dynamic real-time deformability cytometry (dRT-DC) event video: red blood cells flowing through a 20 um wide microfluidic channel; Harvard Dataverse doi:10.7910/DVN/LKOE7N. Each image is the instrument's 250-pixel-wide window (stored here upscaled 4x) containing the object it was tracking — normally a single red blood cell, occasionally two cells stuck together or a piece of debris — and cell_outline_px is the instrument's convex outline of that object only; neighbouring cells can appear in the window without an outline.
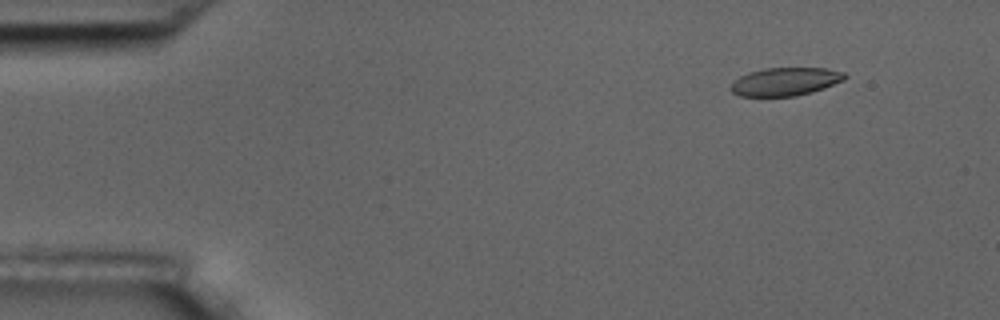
{"species": "common noctule bat (a hibernating species)", "species_latin": "Nyctalus noctula", "temperature_condition": "room temperature", "stored_images_in_passage": 5, "camera_frame_rate_fps": 3000, "um_per_image_px": 0.085, "animal": {"sex": "male", "body_mass_g": 17.5, "forearm_length_mm": 52.3}, "frame": {"image": 1, "passage_image": 2, "time_ms": 1.0, "image_size_px": [1000, 320], "cell_outline_px": [[848, 76], [844, 80], [824, 88], [812, 92], [796, 96], [740, 96], [732, 92], [728, 88], [740, 76], [748, 72], [764, 68], [824, 68], [844, 72]], "centroid_in_image_um": [66.75, 6.93], "position_along_channel_um": 18.2, "area_um2": 18.73}}
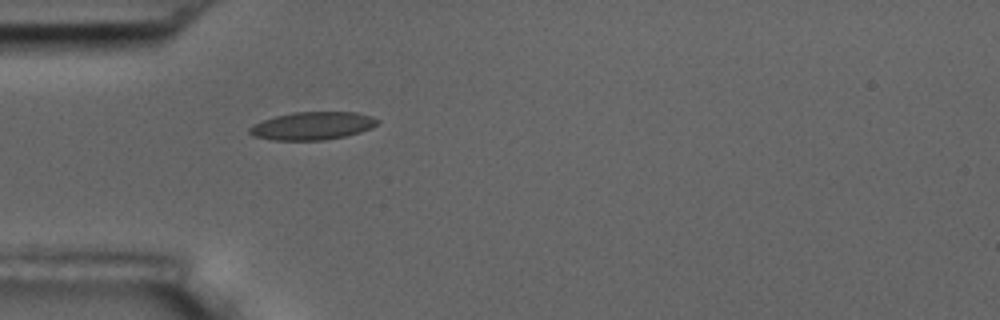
{"frame": {"image": 2, "passage_image": 5, "time_ms": 4.667, "image_size_px": [1000, 320], "cell_outline_px": [[380, 120], [372, 128], [360, 132], [344, 136], [324, 140], [272, 140], [252, 136], [248, 132], [248, 128], [252, 124], [260, 120], [292, 112], [356, 112], [372, 116]], "centroid_in_image_um": [26.51, 10.69], "position_along_channel_um": 58.5, "area_um2": 20.98}}